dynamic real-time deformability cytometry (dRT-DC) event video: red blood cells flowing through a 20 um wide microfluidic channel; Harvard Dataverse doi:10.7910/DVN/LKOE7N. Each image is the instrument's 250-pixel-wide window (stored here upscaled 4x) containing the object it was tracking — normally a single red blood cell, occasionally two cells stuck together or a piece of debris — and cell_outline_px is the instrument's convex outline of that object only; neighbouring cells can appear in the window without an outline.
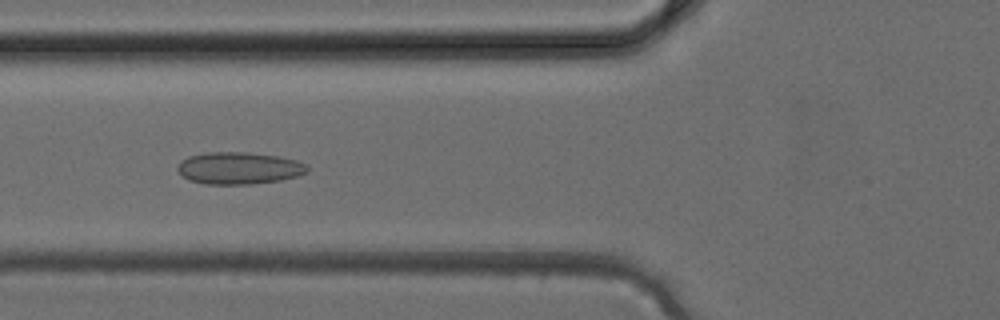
{"species": "common noctule bat (a hibernating species)", "species_latin": "Nyctalus noctula", "temperature_condition": "cold", "stored_images_in_passage": 37, "camera_frame_rate_fps": 3000, "um_per_image_px": 0.085, "animal": {"sex": "female", "body_mass_g": 24.6, "forearm_length_mm": 56.2}, "frame": {"image": 1, "passage_image": 14, "time_ms": 4.333, "image_size_px": [1000, 320], "cell_outline_px": [[308, 172], [300, 176], [280, 180], [252, 184], [204, 184], [188, 180], [176, 168], [180, 160], [188, 156], [204, 152], [248, 152], [276, 156], [296, 160], [308, 164]], "centroid_in_image_um": [20.32, 14.29], "position_along_channel_um": 105.5, "area_um2": 24.51}}
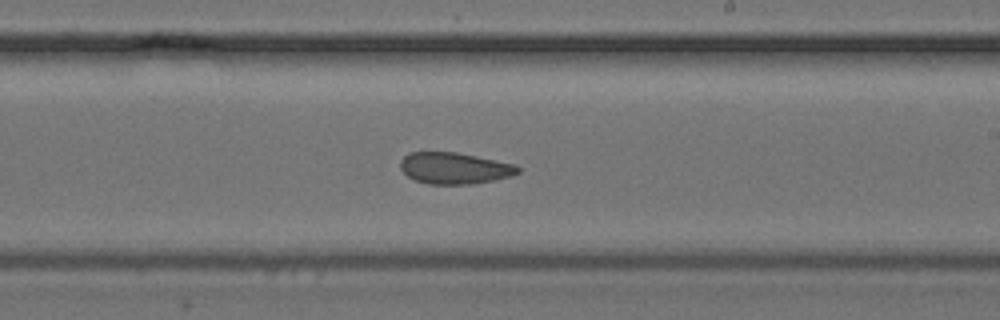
{"frame": {"image": 2, "passage_image": 22, "time_ms": 7.0, "image_size_px": [1000, 320], "cell_outline_px": [[520, 172], [512, 176], [496, 180], [472, 184], [428, 184], [416, 180], [408, 176], [400, 168], [400, 160], [408, 152], [456, 152], [516, 164], [520, 168]], "centroid_in_image_um": [38.65, 14.29], "position_along_channel_um": 250.3, "area_um2": 21.68}}
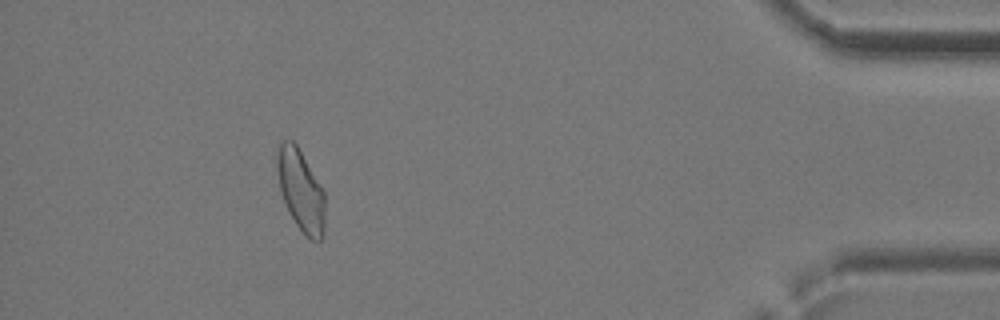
{"frame": {"image": 3, "passage_image": 34, "time_ms": 11.0, "image_size_px": [1000, 320], "cell_outline_px": [[324, 236], [320, 240], [312, 240], [304, 236], [296, 224], [280, 192], [276, 168], [276, 156], [280, 144], [284, 140], [292, 140], [296, 144], [324, 192]], "centroid_in_image_um": [25.56, 16.2], "position_along_channel_um": 409.6, "area_um2": 22.43}}